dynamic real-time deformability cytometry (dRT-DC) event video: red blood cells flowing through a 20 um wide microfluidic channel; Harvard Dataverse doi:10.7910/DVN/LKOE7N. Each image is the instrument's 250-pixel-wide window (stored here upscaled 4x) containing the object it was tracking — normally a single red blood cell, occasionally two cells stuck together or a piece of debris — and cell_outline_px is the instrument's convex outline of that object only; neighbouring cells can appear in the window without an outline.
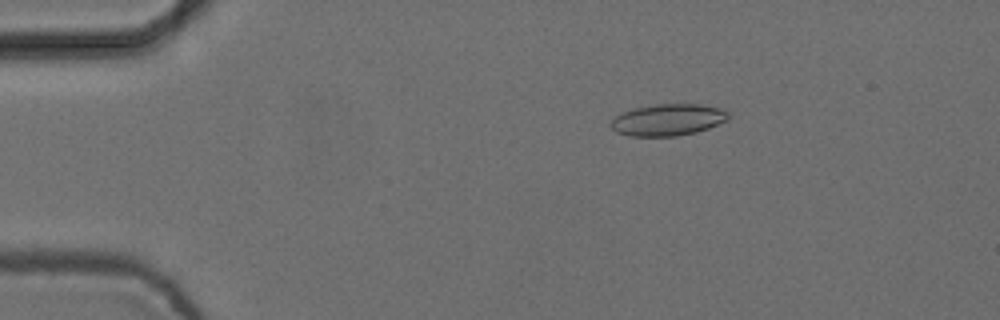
{"species": "common noctule bat (a hibernating species)", "species_latin": "Nyctalus noctula", "temperature_condition": "cold", "stored_images_in_passage": 5, "camera_frame_rate_fps": 3000, "um_per_image_px": 0.085, "animal": {"sex": "female", "body_mass_g": 24.6, "forearm_length_mm": 56.2}, "frame": {"image": 1, "passage_image": 3, "time_ms": 0.667, "image_size_px": [1000, 320], "cell_outline_px": [[728, 120], [708, 128], [696, 132], [676, 136], [632, 136], [616, 132], [608, 124], [616, 116], [632, 108], [656, 104], [700, 104], [720, 108], [728, 112]], "centroid_in_image_um": [56.76, 10.18], "position_along_channel_um": 28.2, "area_um2": 21.68}}